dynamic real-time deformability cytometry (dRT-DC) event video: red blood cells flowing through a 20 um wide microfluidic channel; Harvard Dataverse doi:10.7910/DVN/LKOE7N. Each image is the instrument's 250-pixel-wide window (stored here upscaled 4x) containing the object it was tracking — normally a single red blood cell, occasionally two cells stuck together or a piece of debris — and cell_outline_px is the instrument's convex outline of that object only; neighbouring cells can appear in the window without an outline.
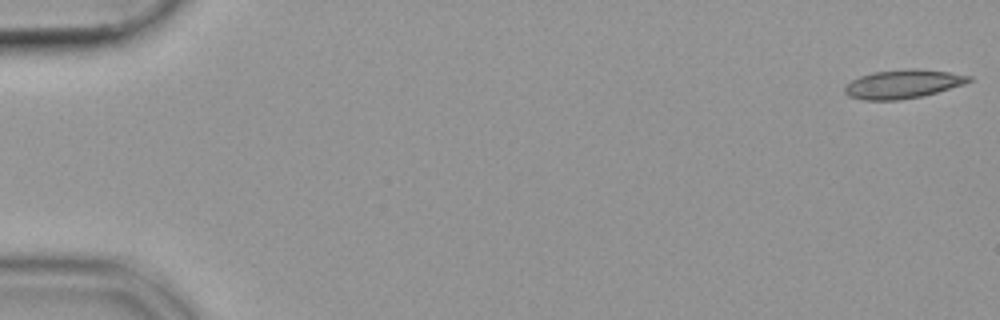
{"species": "common noctule bat (a hibernating species)", "species_latin": "Nyctalus noctula", "temperature_condition": "cold", "stored_images_in_passage": 53, "camera_frame_rate_fps": 3000, "um_per_image_px": 0.085, "animal": {"sex": "female", "body_mass_g": 19.9}, "frame": {"image": 1, "passage_image": 1, "time_ms": 0.0, "image_size_px": [1000, 320], "cell_outline_px": [[972, 80], [964, 84], [924, 96], [900, 100], [864, 100], [848, 96], [844, 92], [844, 88], [852, 80], [860, 76], [872, 72], [916, 68], [948, 72], [972, 76]], "centroid_in_image_um": [76.75, 7.15], "position_along_channel_um": 8.2, "area_um2": 20.75}}
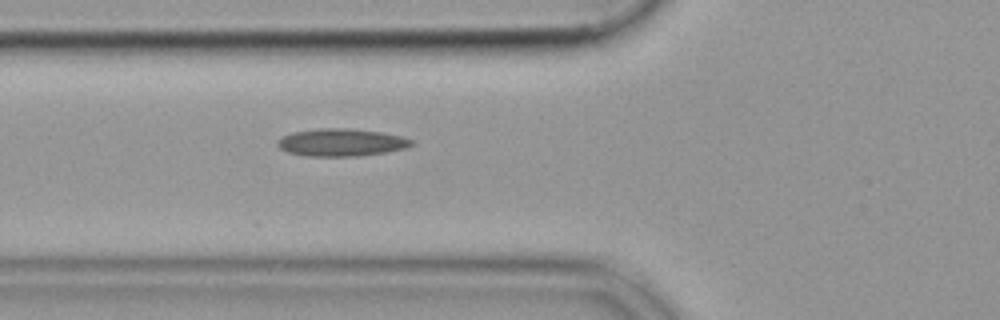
{"frame": {"image": 2, "passage_image": 20, "time_ms": 6.333, "image_size_px": [1000, 320], "cell_outline_px": [[416, 144], [408, 148], [360, 156], [308, 156], [288, 152], [280, 148], [276, 144], [276, 140], [280, 136], [292, 132], [320, 128], [348, 128], [380, 132], [404, 136], [412, 140]], "centroid_in_image_um": [29.02, 12.1], "position_along_channel_um": 96.8, "area_um2": 21.73}}
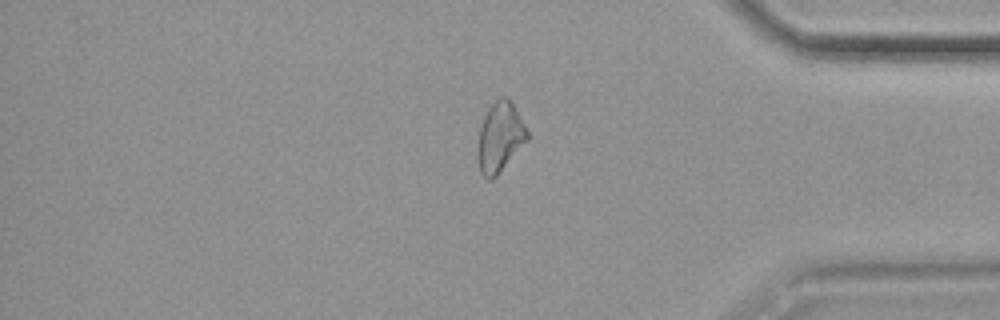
{"frame": {"image": 3, "passage_image": 45, "time_ms": 14.667, "image_size_px": [1000, 320], "cell_outline_px": [[528, 140], [496, 176], [492, 180], [488, 180], [480, 172], [476, 156], [480, 128], [484, 116], [488, 108], [496, 100], [504, 96], [508, 96], [528, 132]], "centroid_in_image_um": [42.47, 11.69], "position_along_channel_um": 392.7, "area_um2": 20.0}}